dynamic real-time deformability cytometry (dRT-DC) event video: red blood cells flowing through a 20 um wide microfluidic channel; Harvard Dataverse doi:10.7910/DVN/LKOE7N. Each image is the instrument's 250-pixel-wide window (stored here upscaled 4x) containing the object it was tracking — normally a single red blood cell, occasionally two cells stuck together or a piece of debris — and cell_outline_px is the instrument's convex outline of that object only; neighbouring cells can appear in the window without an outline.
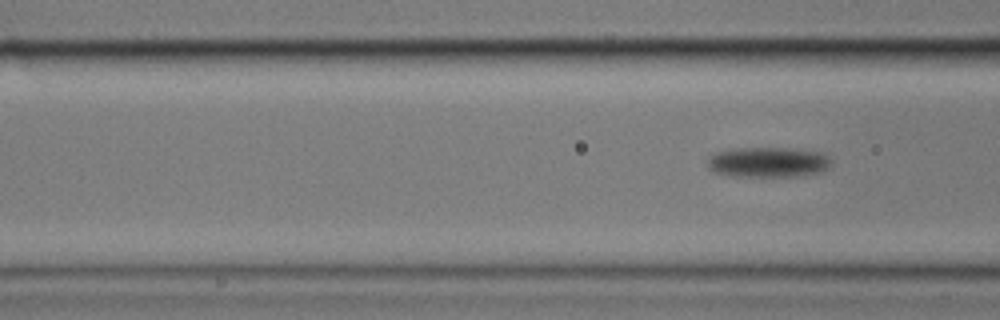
{"species": "common noctule bat (a hibernating species)", "species_latin": "Nyctalus noctula", "temperature_condition": "cold", "stored_images_in_passage": 5, "camera_frame_rate_fps": 3000, "um_per_image_px": 0.085, "animal": {"sex": "male", "body_mass_g": 17.9}, "frame": {"image": 1, "passage_image": 5, "time_ms": 5.667, "image_size_px": [1000, 320], "cell_outline_px": [[832, 168], [824, 172], [796, 176], [728, 176], [716, 172], [708, 168], [708, 160], [712, 156], [720, 152], [732, 148], [788, 148], [824, 152], [832, 156]], "centroid_in_image_um": [65.42, 13.79], "position_along_channel_um": 101.2, "area_um2": 22.14}}